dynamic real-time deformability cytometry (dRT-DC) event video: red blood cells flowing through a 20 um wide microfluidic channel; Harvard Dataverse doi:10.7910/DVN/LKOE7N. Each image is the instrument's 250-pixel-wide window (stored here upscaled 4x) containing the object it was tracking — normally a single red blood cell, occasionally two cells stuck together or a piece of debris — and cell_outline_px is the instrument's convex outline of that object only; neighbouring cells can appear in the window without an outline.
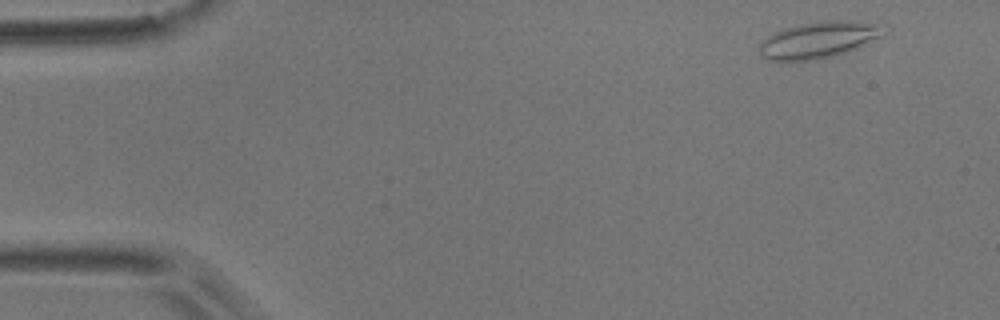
{"species": "common noctule bat (a hibernating species)", "species_latin": "Nyctalus noctula", "temperature_condition": "room temperature", "stored_images_in_passage": 5, "camera_frame_rate_fps": 3000, "um_per_image_px": 0.085, "animal": {"sex": "male", "body_mass_g": 17.9}, "frame": {"image": 1, "passage_image": 1, "time_ms": 0.0, "image_size_px": [1000, 320], "cell_outline_px": [[884, 36], [844, 52], [832, 56], [812, 60], [768, 60], [760, 56], [760, 44], [768, 36], [784, 28], [800, 24], [824, 20], [860, 20], [876, 24]], "centroid_in_image_um": [69.55, 3.38], "position_along_channel_um": 15.5, "area_um2": 25.89}}